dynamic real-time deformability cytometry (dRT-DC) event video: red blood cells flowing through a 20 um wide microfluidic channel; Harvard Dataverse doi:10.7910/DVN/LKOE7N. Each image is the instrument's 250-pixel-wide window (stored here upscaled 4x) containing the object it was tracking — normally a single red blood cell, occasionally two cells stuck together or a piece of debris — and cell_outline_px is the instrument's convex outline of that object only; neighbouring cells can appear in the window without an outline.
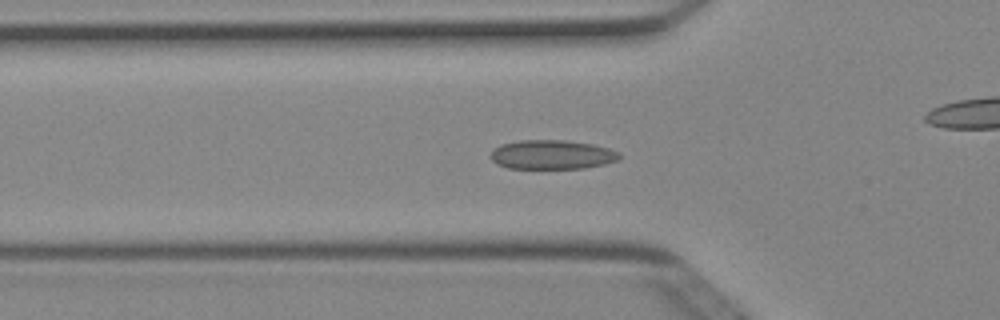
{"species": "Egyptian fruit bat (a non-hibernating species)", "species_latin": "Rousettus aegyptiacus", "temperature_condition": "cold", "stored_images_in_passage": 43, "camera_frame_rate_fps": 3000, "um_per_image_px": 0.085, "animal": {"sex": "female"}, "frame": {"image": 1, "passage_image": 14, "time_ms": 4.333, "image_size_px": [1000, 320], "cell_outline_px": [[620, 160], [604, 164], [584, 168], [508, 168], [496, 164], [488, 156], [492, 148], [500, 144], [520, 140], [564, 140], [592, 144], [608, 148], [620, 152]], "centroid_in_image_um": [46.88, 13.14], "position_along_channel_um": 78.9, "area_um2": 22.14}}
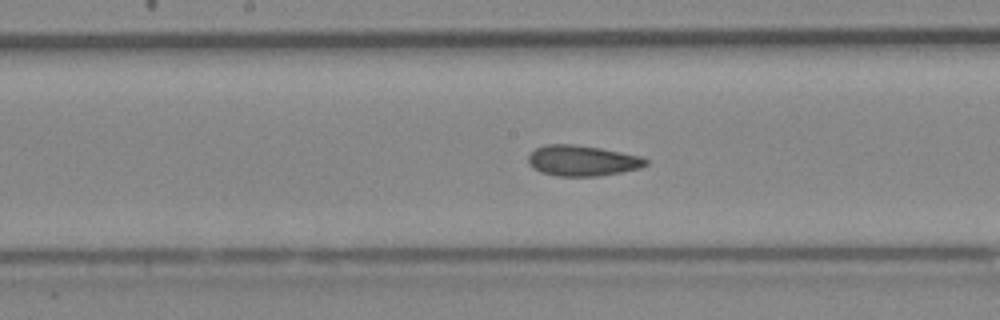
{"frame": {"image": 2, "passage_image": 23, "time_ms": 7.333, "image_size_px": [1000, 320], "cell_outline_px": [[648, 164], [640, 168], [620, 172], [596, 176], [556, 176], [540, 172], [532, 168], [528, 164], [528, 156], [536, 148], [544, 144], [572, 144], [600, 148], [640, 156], [648, 160]], "centroid_in_image_um": [49.45, 13.66], "position_along_channel_um": 198.7, "area_um2": 20.98}}
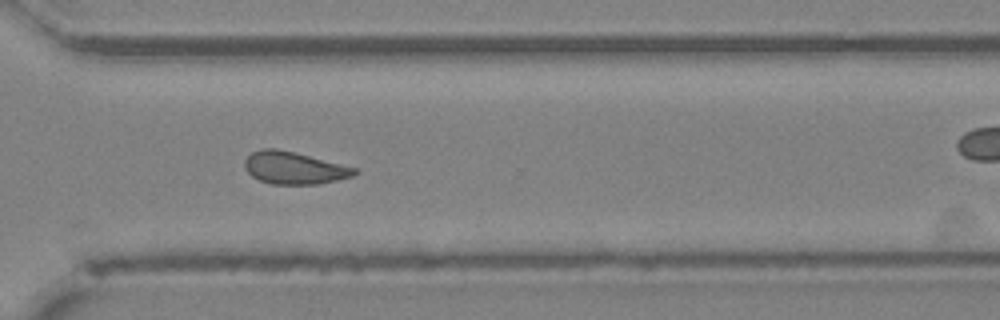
{"frame": {"image": 3, "passage_image": 34, "time_ms": 11.0, "image_size_px": [1000, 320], "cell_outline_px": [[360, 172], [352, 176], [320, 184], [272, 184], [260, 180], [252, 176], [244, 168], [244, 160], [252, 152], [260, 148], [276, 148], [296, 152], [356, 168]], "centroid_in_image_um": [24.98, 14.26], "position_along_channel_um": 345.6, "area_um2": 20.75}, "authors_computed_cell_mechanics": {"area_um2": 20.9814, "velocity_mm_per_s": 4.0034, "shape_relaxation_time_tau1_ms": null, "shape_relaxation_time_tau2_ms": 2.8714, "deformation_change_tau1": null, "deformation_change_tau2": 0.0707}}